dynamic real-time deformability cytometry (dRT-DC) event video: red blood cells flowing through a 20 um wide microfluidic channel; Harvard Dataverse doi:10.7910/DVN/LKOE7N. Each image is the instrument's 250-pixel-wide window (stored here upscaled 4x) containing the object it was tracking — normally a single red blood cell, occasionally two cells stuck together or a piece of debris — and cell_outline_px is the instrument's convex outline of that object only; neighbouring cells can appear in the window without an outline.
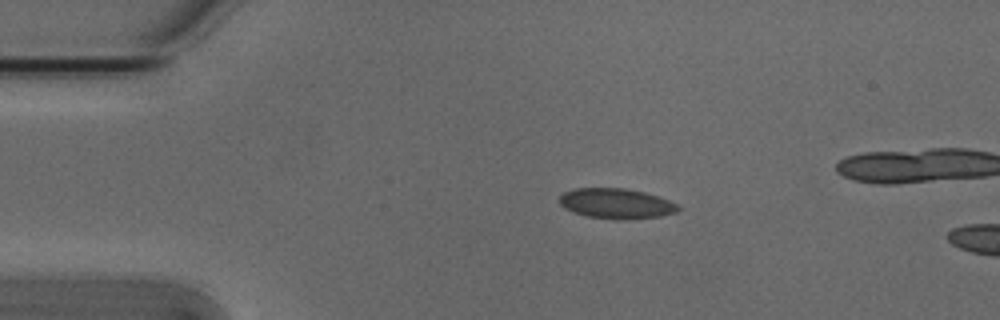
{"species": "Egyptian fruit bat (a non-hibernating species)", "species_latin": "Rousettus aegyptiacus", "temperature_condition": "cold", "stored_images_in_passage": 4, "camera_frame_rate_fps": 3000, "um_per_image_px": 0.085, "animal": {"sex": "male"}, "frame": {"image": 1, "passage_image": 2, "time_ms": 0.333, "image_size_px": [1000, 320], "cell_outline_px": [[680, 208], [676, 212], [660, 216], [588, 216], [572, 212], [564, 208], [560, 204], [560, 196], [564, 192], [576, 188], [624, 188], [644, 192], [660, 196], [676, 204]], "centroid_in_image_um": [52.34, 17.23], "position_along_channel_um": 32.7, "area_um2": 19.77}}